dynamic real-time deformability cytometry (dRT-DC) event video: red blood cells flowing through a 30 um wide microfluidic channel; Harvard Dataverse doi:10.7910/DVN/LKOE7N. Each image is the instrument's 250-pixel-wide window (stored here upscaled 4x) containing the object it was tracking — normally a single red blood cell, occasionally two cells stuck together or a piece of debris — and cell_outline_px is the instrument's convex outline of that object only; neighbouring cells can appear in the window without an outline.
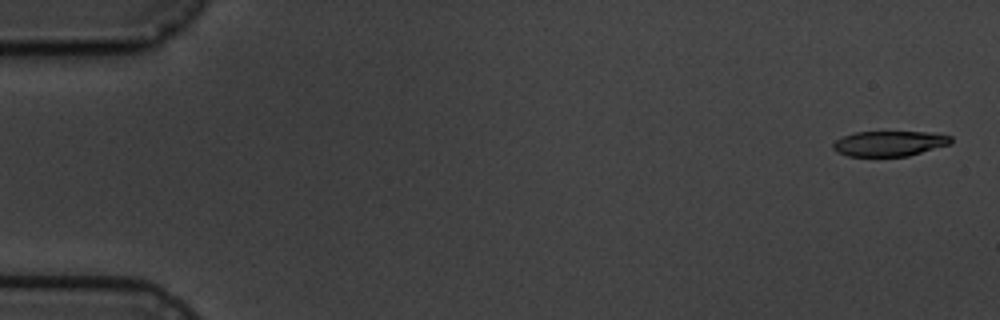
{"species": "common noctule bat (a hibernating species)", "species_latin": "Nyctalus noctula", "temperature_condition": "cold", "stored_images_in_passage": 10, "camera_frame_rate_fps": 3000, "um_per_image_px": 0.085, "animal": {"sex": "male", "body_mass_g": 19.5, "forearm_length_mm": 54.6}, "frame": {"image": 1, "passage_image": 1, "time_ms": 0.0, "image_size_px": [1000, 320], "cell_outline_px": [[952, 144], [908, 156], [848, 156], [836, 152], [832, 148], [832, 144], [836, 140], [844, 136], [856, 132], [924, 132], [952, 136]], "centroid_in_image_um": [75.6, 12.2], "position_along_channel_um": 9.4, "area_um2": 17.34}}
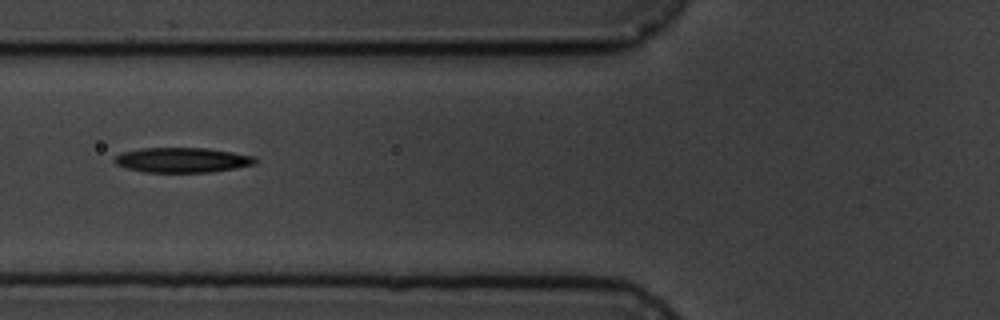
{"frame": {"image": 2, "passage_image": 7, "time_ms": 6.667, "image_size_px": [1000, 320], "cell_outline_px": [[256, 164], [236, 168], [212, 172], [144, 172], [124, 168], [116, 164], [112, 160], [116, 156], [124, 152], [144, 148], [208, 148], [232, 152], [252, 156], [256, 160]], "centroid_in_image_um": [15.48, 13.61], "position_along_channel_um": 110.3, "area_um2": 20.4}}
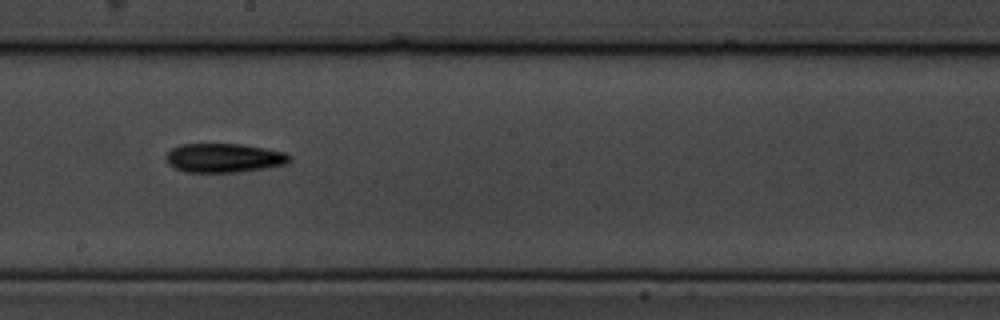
{"frame": {"image": 3, "passage_image": 10, "time_ms": 10.0, "image_size_px": [1000, 320], "cell_outline_px": [[292, 160], [288, 164], [264, 168], [236, 172], [184, 172], [168, 164], [164, 160], [164, 156], [172, 148], [180, 144], [240, 144], [264, 148], [284, 152], [292, 156]], "centroid_in_image_um": [19.02, 13.42], "position_along_channel_um": 229.2, "area_um2": 21.04}}